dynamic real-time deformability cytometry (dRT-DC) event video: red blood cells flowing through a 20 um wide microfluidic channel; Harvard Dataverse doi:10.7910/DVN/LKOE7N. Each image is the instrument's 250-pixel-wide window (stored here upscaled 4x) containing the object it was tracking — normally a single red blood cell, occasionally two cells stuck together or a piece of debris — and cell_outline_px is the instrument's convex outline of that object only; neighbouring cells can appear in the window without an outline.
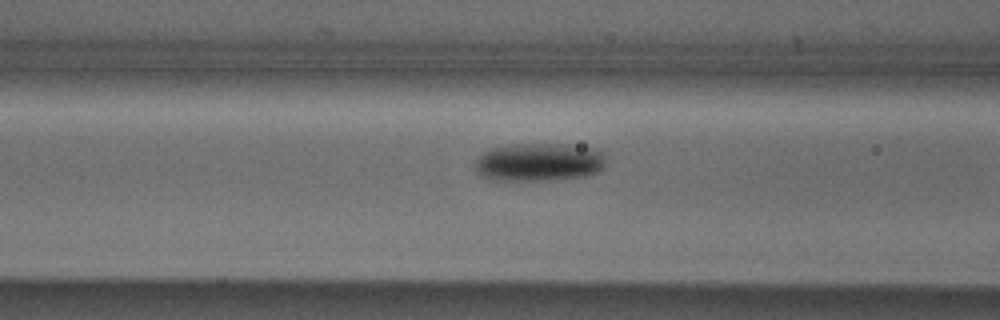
{"species": "Egyptian fruit bat (a non-hibernating species)", "species_latin": "Rousettus aegyptiacus", "temperature_condition": "cold", "stored_images_in_passage": 8, "camera_frame_rate_fps": 3000, "um_per_image_px": 0.085, "animal": {"sex": "male"}, "frame": {"image": 1, "passage_image": 6, "time_ms": 1.667, "image_size_px": [1000, 320], "cell_outline_px": [[604, 164], [596, 172], [584, 176], [548, 180], [492, 180], [476, 172], [476, 160], [484, 152], [492, 148], [508, 144], [568, 144], [588, 148], [600, 152]], "centroid_in_image_um": [45.74, 13.78], "position_along_channel_um": 120.9, "area_um2": 28.61}}